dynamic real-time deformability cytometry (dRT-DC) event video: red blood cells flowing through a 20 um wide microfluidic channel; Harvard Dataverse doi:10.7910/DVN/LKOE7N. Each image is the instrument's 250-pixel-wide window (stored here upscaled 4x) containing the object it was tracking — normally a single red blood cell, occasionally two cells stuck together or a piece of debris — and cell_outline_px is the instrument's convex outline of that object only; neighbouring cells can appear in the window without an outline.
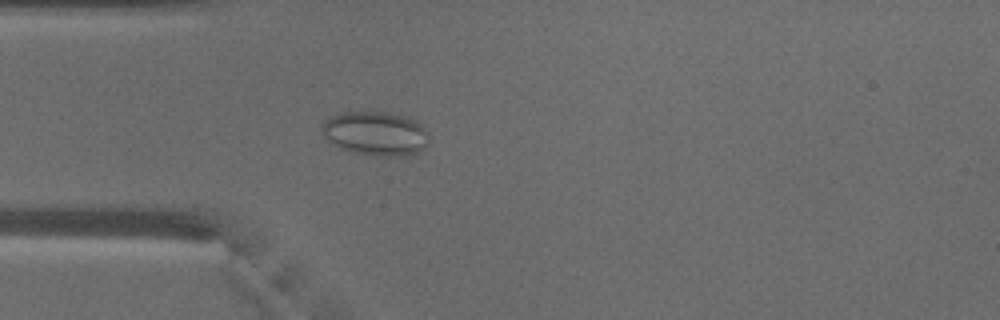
{"species": "common noctule bat (a hibernating species)", "species_latin": "Nyctalus noctula", "temperature_condition": "warm", "stored_images_in_passage": 37, "camera_frame_rate_fps": 3000, "um_per_image_px": 0.085, "animal": {"sex": "male", "body_mass_g": 18.8}, "frame": {"image": 1, "passage_image": 2, "time_ms": 0.333, "image_size_px": [1000, 320], "cell_outline_px": [[428, 144], [424, 148], [412, 156], [368, 156], [352, 152], [340, 148], [332, 144], [324, 136], [324, 120], [332, 116], [344, 112], [388, 112], [408, 116], [416, 120], [428, 132]], "centroid_in_image_um": [31.98, 11.36], "position_along_channel_um": 53.0, "area_um2": 27.8}}
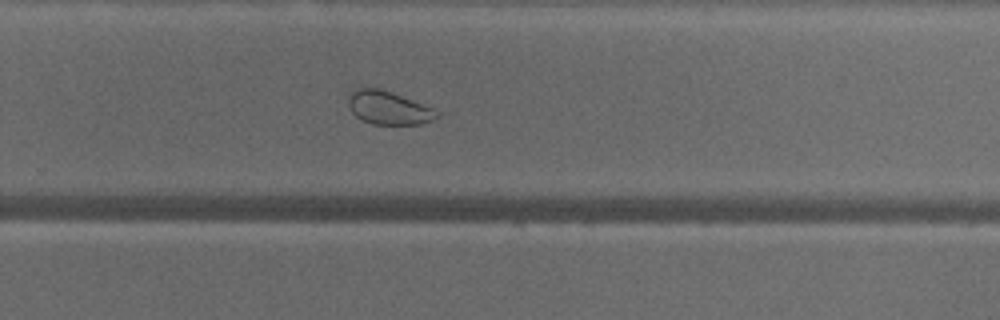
{"frame": {"image": 2, "passage_image": 20, "time_ms": 6.333, "image_size_px": [1000, 320], "cell_outline_px": [[440, 116], [436, 120], [420, 124], [372, 124], [356, 116], [352, 112], [348, 104], [348, 96], [356, 88], [380, 88], [392, 92], [432, 108], [440, 112]], "centroid_in_image_um": [33.05, 9.17], "position_along_channel_um": 296.8, "area_um2": 17.17}}
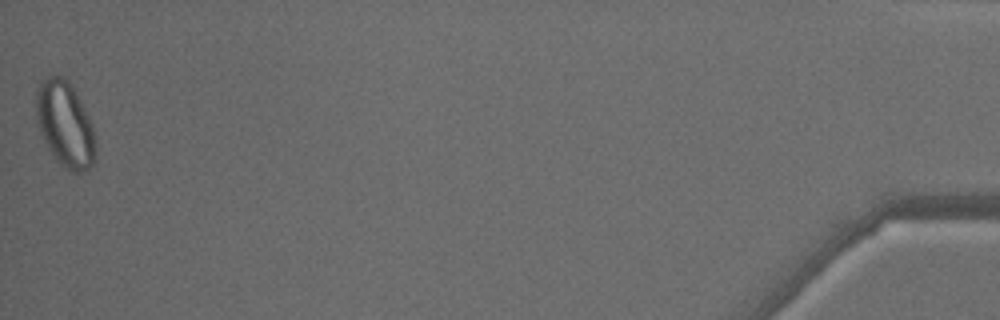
{"frame": {"image": 3, "passage_image": 37, "time_ms": 12.0, "image_size_px": [1000, 320], "cell_outline_px": [[96, 148], [92, 164], [84, 172], [72, 172], [60, 164], [56, 160], [44, 140], [40, 132], [36, 120], [36, 92], [40, 80], [48, 76], [64, 76], [68, 80], [80, 100], [92, 128]], "centroid_in_image_um": [5.49, 10.54], "position_along_channel_um": 429.7, "area_um2": 29.25}, "authors_computed_cell_mechanics": {"area_um2": 21.7906, "velocity_mm_per_s": 4.1256, "shape_relaxation_time_tau1_ms": null, "shape_relaxation_time_tau2_ms": 1.5594, "deformation_change_tau1": null, "deformation_change_tau2": 0.0571}}